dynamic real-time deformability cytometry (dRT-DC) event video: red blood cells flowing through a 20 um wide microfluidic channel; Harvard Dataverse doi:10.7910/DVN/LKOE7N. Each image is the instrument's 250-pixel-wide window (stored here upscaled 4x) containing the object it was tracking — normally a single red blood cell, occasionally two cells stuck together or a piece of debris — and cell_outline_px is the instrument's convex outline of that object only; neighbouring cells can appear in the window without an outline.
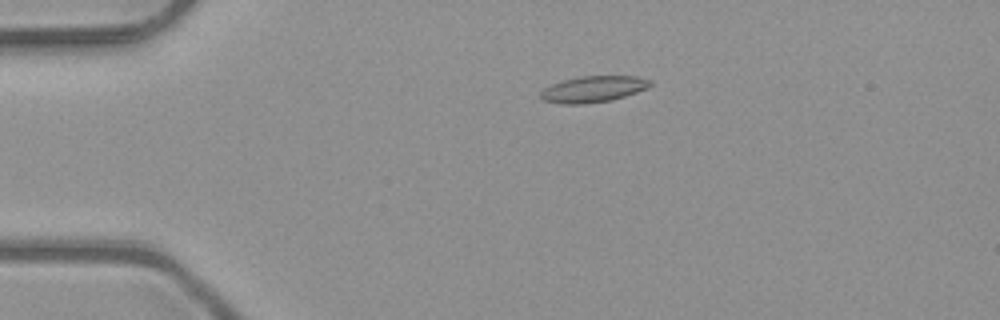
{"species": "common noctule bat (a hibernating species)", "species_latin": "Nyctalus noctula", "temperature_condition": "room temperature", "stored_images_in_passage": 2, "camera_frame_rate_fps": 3000, "um_per_image_px": 0.085, "animal": {"sex": "male", "body_mass_g": 23.1, "forearm_length_mm": 52.7}, "frame": {"image": 1, "passage_image": 1, "time_ms": 0.0, "image_size_px": [1000, 320], "cell_outline_px": [[652, 84], [648, 88], [612, 100], [584, 104], [564, 104], [544, 100], [540, 96], [540, 92], [544, 88], [552, 84], [564, 80], [580, 76], [636, 76], [652, 80]], "centroid_in_image_um": [50.45, 7.57], "position_along_channel_um": 34.6, "area_um2": 16.7}}